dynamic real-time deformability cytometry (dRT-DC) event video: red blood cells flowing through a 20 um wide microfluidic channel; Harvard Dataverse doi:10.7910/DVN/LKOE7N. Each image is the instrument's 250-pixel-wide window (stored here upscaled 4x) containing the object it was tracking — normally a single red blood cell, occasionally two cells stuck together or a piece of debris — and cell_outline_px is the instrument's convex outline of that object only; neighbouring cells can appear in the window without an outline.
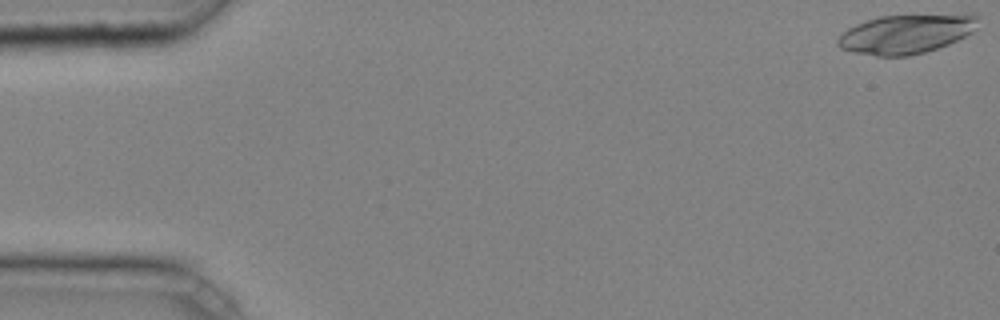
{"species": "common noctule bat (a hibernating species)", "species_latin": "Nyctalus noctula", "temperature_condition": "cold", "stored_images_in_passage": 5, "camera_frame_rate_fps": 3000, "um_per_image_px": 0.085, "animal": {"sex": "male", "body_mass_g": 20.4}, "frame": {"image": 1, "passage_image": 1, "time_ms": 0.0, "image_size_px": [1000, 320], "cell_outline_px": [[980, 28], [948, 44], [924, 52], [908, 56], [876, 56], [852, 52], [840, 48], [836, 44], [836, 40], [848, 28], [856, 24], [880, 16], [980, 16]], "centroid_in_image_um": [76.97, 2.92], "position_along_channel_um": 8.0, "area_um2": 31.39}}